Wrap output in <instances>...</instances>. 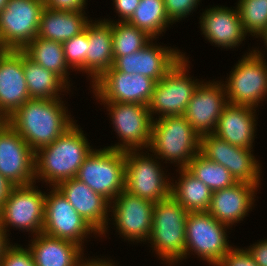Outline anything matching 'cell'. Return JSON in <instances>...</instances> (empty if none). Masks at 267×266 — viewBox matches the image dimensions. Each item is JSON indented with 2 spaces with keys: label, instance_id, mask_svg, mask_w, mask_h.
Here are the masks:
<instances>
[{
  "label": "cell",
  "instance_id": "obj_47",
  "mask_svg": "<svg viewBox=\"0 0 267 266\" xmlns=\"http://www.w3.org/2000/svg\"><path fill=\"white\" fill-rule=\"evenodd\" d=\"M8 0H0V12L6 7Z\"/></svg>",
  "mask_w": 267,
  "mask_h": 266
},
{
  "label": "cell",
  "instance_id": "obj_22",
  "mask_svg": "<svg viewBox=\"0 0 267 266\" xmlns=\"http://www.w3.org/2000/svg\"><path fill=\"white\" fill-rule=\"evenodd\" d=\"M254 184L238 181L236 184L212 192L208 213L229 227L243 220L252 210L257 188Z\"/></svg>",
  "mask_w": 267,
  "mask_h": 266
},
{
  "label": "cell",
  "instance_id": "obj_27",
  "mask_svg": "<svg viewBox=\"0 0 267 266\" xmlns=\"http://www.w3.org/2000/svg\"><path fill=\"white\" fill-rule=\"evenodd\" d=\"M84 10L66 11L45 7L40 18L37 36L57 42H65L83 32L91 21Z\"/></svg>",
  "mask_w": 267,
  "mask_h": 266
},
{
  "label": "cell",
  "instance_id": "obj_3",
  "mask_svg": "<svg viewBox=\"0 0 267 266\" xmlns=\"http://www.w3.org/2000/svg\"><path fill=\"white\" fill-rule=\"evenodd\" d=\"M156 119V120H155ZM152 125L149 151L156 159L178 163L179 168L188 166L200 152V135L184 115L155 118Z\"/></svg>",
  "mask_w": 267,
  "mask_h": 266
},
{
  "label": "cell",
  "instance_id": "obj_32",
  "mask_svg": "<svg viewBox=\"0 0 267 266\" xmlns=\"http://www.w3.org/2000/svg\"><path fill=\"white\" fill-rule=\"evenodd\" d=\"M186 168L212 192L238 182L224 166L207 159L200 152L190 160Z\"/></svg>",
  "mask_w": 267,
  "mask_h": 266
},
{
  "label": "cell",
  "instance_id": "obj_40",
  "mask_svg": "<svg viewBox=\"0 0 267 266\" xmlns=\"http://www.w3.org/2000/svg\"><path fill=\"white\" fill-rule=\"evenodd\" d=\"M121 22H127L134 14L140 0H113Z\"/></svg>",
  "mask_w": 267,
  "mask_h": 266
},
{
  "label": "cell",
  "instance_id": "obj_11",
  "mask_svg": "<svg viewBox=\"0 0 267 266\" xmlns=\"http://www.w3.org/2000/svg\"><path fill=\"white\" fill-rule=\"evenodd\" d=\"M156 161V162H155ZM164 174V175H163ZM152 156L125 151V190L132 195L158 202L171 195V182Z\"/></svg>",
  "mask_w": 267,
  "mask_h": 266
},
{
  "label": "cell",
  "instance_id": "obj_25",
  "mask_svg": "<svg viewBox=\"0 0 267 266\" xmlns=\"http://www.w3.org/2000/svg\"><path fill=\"white\" fill-rule=\"evenodd\" d=\"M85 31L88 36L87 73L94 83L106 70L113 66L112 24L109 21L92 20Z\"/></svg>",
  "mask_w": 267,
  "mask_h": 266
},
{
  "label": "cell",
  "instance_id": "obj_45",
  "mask_svg": "<svg viewBox=\"0 0 267 266\" xmlns=\"http://www.w3.org/2000/svg\"><path fill=\"white\" fill-rule=\"evenodd\" d=\"M8 124V117L6 115L0 114V132Z\"/></svg>",
  "mask_w": 267,
  "mask_h": 266
},
{
  "label": "cell",
  "instance_id": "obj_36",
  "mask_svg": "<svg viewBox=\"0 0 267 266\" xmlns=\"http://www.w3.org/2000/svg\"><path fill=\"white\" fill-rule=\"evenodd\" d=\"M0 266H36L32 253L28 248L22 246L10 245L0 262Z\"/></svg>",
  "mask_w": 267,
  "mask_h": 266
},
{
  "label": "cell",
  "instance_id": "obj_42",
  "mask_svg": "<svg viewBox=\"0 0 267 266\" xmlns=\"http://www.w3.org/2000/svg\"><path fill=\"white\" fill-rule=\"evenodd\" d=\"M12 185L5 177L0 174V211L3 207V204L7 200V197L13 188Z\"/></svg>",
  "mask_w": 267,
  "mask_h": 266
},
{
  "label": "cell",
  "instance_id": "obj_24",
  "mask_svg": "<svg viewBox=\"0 0 267 266\" xmlns=\"http://www.w3.org/2000/svg\"><path fill=\"white\" fill-rule=\"evenodd\" d=\"M255 111L252 107L228 103L222 110L213 134L231 145L253 149Z\"/></svg>",
  "mask_w": 267,
  "mask_h": 266
},
{
  "label": "cell",
  "instance_id": "obj_5",
  "mask_svg": "<svg viewBox=\"0 0 267 266\" xmlns=\"http://www.w3.org/2000/svg\"><path fill=\"white\" fill-rule=\"evenodd\" d=\"M75 178L111 203L125 190V151L106 147L93 149Z\"/></svg>",
  "mask_w": 267,
  "mask_h": 266
},
{
  "label": "cell",
  "instance_id": "obj_1",
  "mask_svg": "<svg viewBox=\"0 0 267 266\" xmlns=\"http://www.w3.org/2000/svg\"><path fill=\"white\" fill-rule=\"evenodd\" d=\"M63 103L61 99L30 98L8 118V123L37 152L76 124Z\"/></svg>",
  "mask_w": 267,
  "mask_h": 266
},
{
  "label": "cell",
  "instance_id": "obj_46",
  "mask_svg": "<svg viewBox=\"0 0 267 266\" xmlns=\"http://www.w3.org/2000/svg\"><path fill=\"white\" fill-rule=\"evenodd\" d=\"M259 37L262 38V40L264 41V43H265V45L267 47V28Z\"/></svg>",
  "mask_w": 267,
  "mask_h": 266
},
{
  "label": "cell",
  "instance_id": "obj_33",
  "mask_svg": "<svg viewBox=\"0 0 267 266\" xmlns=\"http://www.w3.org/2000/svg\"><path fill=\"white\" fill-rule=\"evenodd\" d=\"M112 24L113 58L132 54L144 48L154 38L128 22L107 20Z\"/></svg>",
  "mask_w": 267,
  "mask_h": 266
},
{
  "label": "cell",
  "instance_id": "obj_23",
  "mask_svg": "<svg viewBox=\"0 0 267 266\" xmlns=\"http://www.w3.org/2000/svg\"><path fill=\"white\" fill-rule=\"evenodd\" d=\"M200 26L205 38L218 47L234 48L240 45L247 35L238 8L212 7L200 16Z\"/></svg>",
  "mask_w": 267,
  "mask_h": 266
},
{
  "label": "cell",
  "instance_id": "obj_7",
  "mask_svg": "<svg viewBox=\"0 0 267 266\" xmlns=\"http://www.w3.org/2000/svg\"><path fill=\"white\" fill-rule=\"evenodd\" d=\"M189 61L185 54L166 73V75L156 82L152 98L148 105V110L154 120V114L158 117L184 115L188 103L196 88L201 82L192 80L187 69Z\"/></svg>",
  "mask_w": 267,
  "mask_h": 266
},
{
  "label": "cell",
  "instance_id": "obj_26",
  "mask_svg": "<svg viewBox=\"0 0 267 266\" xmlns=\"http://www.w3.org/2000/svg\"><path fill=\"white\" fill-rule=\"evenodd\" d=\"M28 249L36 266H78L83 247L78 244L39 233Z\"/></svg>",
  "mask_w": 267,
  "mask_h": 266
},
{
  "label": "cell",
  "instance_id": "obj_17",
  "mask_svg": "<svg viewBox=\"0 0 267 266\" xmlns=\"http://www.w3.org/2000/svg\"><path fill=\"white\" fill-rule=\"evenodd\" d=\"M110 204L116 229L126 240L146 241L150 237L154 202L123 190Z\"/></svg>",
  "mask_w": 267,
  "mask_h": 266
},
{
  "label": "cell",
  "instance_id": "obj_44",
  "mask_svg": "<svg viewBox=\"0 0 267 266\" xmlns=\"http://www.w3.org/2000/svg\"><path fill=\"white\" fill-rule=\"evenodd\" d=\"M7 235L8 234H6L5 230L0 225V262L3 258L6 249L11 245L8 241Z\"/></svg>",
  "mask_w": 267,
  "mask_h": 266
},
{
  "label": "cell",
  "instance_id": "obj_37",
  "mask_svg": "<svg viewBox=\"0 0 267 266\" xmlns=\"http://www.w3.org/2000/svg\"><path fill=\"white\" fill-rule=\"evenodd\" d=\"M167 17L172 23L187 17L194 8L198 6L200 0H163ZM198 3V4H197Z\"/></svg>",
  "mask_w": 267,
  "mask_h": 266
},
{
  "label": "cell",
  "instance_id": "obj_6",
  "mask_svg": "<svg viewBox=\"0 0 267 266\" xmlns=\"http://www.w3.org/2000/svg\"><path fill=\"white\" fill-rule=\"evenodd\" d=\"M252 50L234 66L224 85L229 104L256 108L267 96V62Z\"/></svg>",
  "mask_w": 267,
  "mask_h": 266
},
{
  "label": "cell",
  "instance_id": "obj_30",
  "mask_svg": "<svg viewBox=\"0 0 267 266\" xmlns=\"http://www.w3.org/2000/svg\"><path fill=\"white\" fill-rule=\"evenodd\" d=\"M22 51L35 63L60 76L67 84L68 65L61 42L36 36Z\"/></svg>",
  "mask_w": 267,
  "mask_h": 266
},
{
  "label": "cell",
  "instance_id": "obj_15",
  "mask_svg": "<svg viewBox=\"0 0 267 266\" xmlns=\"http://www.w3.org/2000/svg\"><path fill=\"white\" fill-rule=\"evenodd\" d=\"M156 81L141 74L106 70L94 83L93 93L101 102L149 105Z\"/></svg>",
  "mask_w": 267,
  "mask_h": 266
},
{
  "label": "cell",
  "instance_id": "obj_19",
  "mask_svg": "<svg viewBox=\"0 0 267 266\" xmlns=\"http://www.w3.org/2000/svg\"><path fill=\"white\" fill-rule=\"evenodd\" d=\"M152 42L132 54L114 58L113 68L127 74H141L158 82L183 56L177 49Z\"/></svg>",
  "mask_w": 267,
  "mask_h": 266
},
{
  "label": "cell",
  "instance_id": "obj_2",
  "mask_svg": "<svg viewBox=\"0 0 267 266\" xmlns=\"http://www.w3.org/2000/svg\"><path fill=\"white\" fill-rule=\"evenodd\" d=\"M84 135L81 128L74 124L53 143L35 152V181L42 179L56 187L76 177L85 158L93 150Z\"/></svg>",
  "mask_w": 267,
  "mask_h": 266
},
{
  "label": "cell",
  "instance_id": "obj_35",
  "mask_svg": "<svg viewBox=\"0 0 267 266\" xmlns=\"http://www.w3.org/2000/svg\"><path fill=\"white\" fill-rule=\"evenodd\" d=\"M67 65L71 69L87 73L88 36L84 30L62 43Z\"/></svg>",
  "mask_w": 267,
  "mask_h": 266
},
{
  "label": "cell",
  "instance_id": "obj_4",
  "mask_svg": "<svg viewBox=\"0 0 267 266\" xmlns=\"http://www.w3.org/2000/svg\"><path fill=\"white\" fill-rule=\"evenodd\" d=\"M188 213L171 195L153 205L152 230L148 241L159 258L169 265L184 259Z\"/></svg>",
  "mask_w": 267,
  "mask_h": 266
},
{
  "label": "cell",
  "instance_id": "obj_9",
  "mask_svg": "<svg viewBox=\"0 0 267 266\" xmlns=\"http://www.w3.org/2000/svg\"><path fill=\"white\" fill-rule=\"evenodd\" d=\"M43 0H8L0 12V42L4 49L22 50L38 34Z\"/></svg>",
  "mask_w": 267,
  "mask_h": 266
},
{
  "label": "cell",
  "instance_id": "obj_34",
  "mask_svg": "<svg viewBox=\"0 0 267 266\" xmlns=\"http://www.w3.org/2000/svg\"><path fill=\"white\" fill-rule=\"evenodd\" d=\"M237 8L246 34L258 38L267 28V0H239Z\"/></svg>",
  "mask_w": 267,
  "mask_h": 266
},
{
  "label": "cell",
  "instance_id": "obj_28",
  "mask_svg": "<svg viewBox=\"0 0 267 266\" xmlns=\"http://www.w3.org/2000/svg\"><path fill=\"white\" fill-rule=\"evenodd\" d=\"M179 169L178 182L171 183V196L188 212L208 211L212 190L186 167Z\"/></svg>",
  "mask_w": 267,
  "mask_h": 266
},
{
  "label": "cell",
  "instance_id": "obj_39",
  "mask_svg": "<svg viewBox=\"0 0 267 266\" xmlns=\"http://www.w3.org/2000/svg\"><path fill=\"white\" fill-rule=\"evenodd\" d=\"M44 4L55 10L77 11L85 9L86 0H45Z\"/></svg>",
  "mask_w": 267,
  "mask_h": 266
},
{
  "label": "cell",
  "instance_id": "obj_10",
  "mask_svg": "<svg viewBox=\"0 0 267 266\" xmlns=\"http://www.w3.org/2000/svg\"><path fill=\"white\" fill-rule=\"evenodd\" d=\"M34 185L33 182L11 189L0 211V225L6 233L9 225L34 233L32 237L42 233L46 194Z\"/></svg>",
  "mask_w": 267,
  "mask_h": 266
},
{
  "label": "cell",
  "instance_id": "obj_18",
  "mask_svg": "<svg viewBox=\"0 0 267 266\" xmlns=\"http://www.w3.org/2000/svg\"><path fill=\"white\" fill-rule=\"evenodd\" d=\"M218 82V83H217ZM200 83L196 88L184 113L186 120L200 135L212 134L228 104L224 85L219 82Z\"/></svg>",
  "mask_w": 267,
  "mask_h": 266
},
{
  "label": "cell",
  "instance_id": "obj_16",
  "mask_svg": "<svg viewBox=\"0 0 267 266\" xmlns=\"http://www.w3.org/2000/svg\"><path fill=\"white\" fill-rule=\"evenodd\" d=\"M0 174L14 186L35 182V152L9 123L0 132Z\"/></svg>",
  "mask_w": 267,
  "mask_h": 266
},
{
  "label": "cell",
  "instance_id": "obj_48",
  "mask_svg": "<svg viewBox=\"0 0 267 266\" xmlns=\"http://www.w3.org/2000/svg\"><path fill=\"white\" fill-rule=\"evenodd\" d=\"M3 50H5V49L2 47V44L0 42V52L3 51Z\"/></svg>",
  "mask_w": 267,
  "mask_h": 266
},
{
  "label": "cell",
  "instance_id": "obj_14",
  "mask_svg": "<svg viewBox=\"0 0 267 266\" xmlns=\"http://www.w3.org/2000/svg\"><path fill=\"white\" fill-rule=\"evenodd\" d=\"M251 152V149L231 145L213 133L200 136V153L203 156L224 166L237 181L259 186L261 165Z\"/></svg>",
  "mask_w": 267,
  "mask_h": 266
},
{
  "label": "cell",
  "instance_id": "obj_31",
  "mask_svg": "<svg viewBox=\"0 0 267 266\" xmlns=\"http://www.w3.org/2000/svg\"><path fill=\"white\" fill-rule=\"evenodd\" d=\"M127 22L155 39L172 23L167 17L163 0H140L134 14Z\"/></svg>",
  "mask_w": 267,
  "mask_h": 266
},
{
  "label": "cell",
  "instance_id": "obj_12",
  "mask_svg": "<svg viewBox=\"0 0 267 266\" xmlns=\"http://www.w3.org/2000/svg\"><path fill=\"white\" fill-rule=\"evenodd\" d=\"M107 105L113 127L122 143L107 148L121 151L148 148L153 118L147 105L121 102H102ZM140 149V150H139Z\"/></svg>",
  "mask_w": 267,
  "mask_h": 266
},
{
  "label": "cell",
  "instance_id": "obj_8",
  "mask_svg": "<svg viewBox=\"0 0 267 266\" xmlns=\"http://www.w3.org/2000/svg\"><path fill=\"white\" fill-rule=\"evenodd\" d=\"M228 225L218 222L207 211L189 212L186 220L185 255L192 251L211 265H216L232 248L227 241Z\"/></svg>",
  "mask_w": 267,
  "mask_h": 266
},
{
  "label": "cell",
  "instance_id": "obj_20",
  "mask_svg": "<svg viewBox=\"0 0 267 266\" xmlns=\"http://www.w3.org/2000/svg\"><path fill=\"white\" fill-rule=\"evenodd\" d=\"M30 99L23 72V51L0 52V114L8 118Z\"/></svg>",
  "mask_w": 267,
  "mask_h": 266
},
{
  "label": "cell",
  "instance_id": "obj_43",
  "mask_svg": "<svg viewBox=\"0 0 267 266\" xmlns=\"http://www.w3.org/2000/svg\"><path fill=\"white\" fill-rule=\"evenodd\" d=\"M82 259L83 257L80 259L78 266H115L114 263H111V260L109 262V260L107 261V259H88L86 262Z\"/></svg>",
  "mask_w": 267,
  "mask_h": 266
},
{
  "label": "cell",
  "instance_id": "obj_41",
  "mask_svg": "<svg viewBox=\"0 0 267 266\" xmlns=\"http://www.w3.org/2000/svg\"><path fill=\"white\" fill-rule=\"evenodd\" d=\"M252 246V247H251ZM246 248L258 266H267V239Z\"/></svg>",
  "mask_w": 267,
  "mask_h": 266
},
{
  "label": "cell",
  "instance_id": "obj_21",
  "mask_svg": "<svg viewBox=\"0 0 267 266\" xmlns=\"http://www.w3.org/2000/svg\"><path fill=\"white\" fill-rule=\"evenodd\" d=\"M56 188L99 235L106 234L108 212H111V203L106 198L75 177L59 183Z\"/></svg>",
  "mask_w": 267,
  "mask_h": 266
},
{
  "label": "cell",
  "instance_id": "obj_13",
  "mask_svg": "<svg viewBox=\"0 0 267 266\" xmlns=\"http://www.w3.org/2000/svg\"><path fill=\"white\" fill-rule=\"evenodd\" d=\"M52 189L45 197L42 232L83 246L82 243L86 236L92 232L97 234V232L78 214L56 187H52Z\"/></svg>",
  "mask_w": 267,
  "mask_h": 266
},
{
  "label": "cell",
  "instance_id": "obj_29",
  "mask_svg": "<svg viewBox=\"0 0 267 266\" xmlns=\"http://www.w3.org/2000/svg\"><path fill=\"white\" fill-rule=\"evenodd\" d=\"M23 72L29 90L30 98L37 99H62L61 93L69 89L60 76L35 63L23 52ZM67 86V87H66ZM60 94V95H58Z\"/></svg>",
  "mask_w": 267,
  "mask_h": 266
},
{
  "label": "cell",
  "instance_id": "obj_38",
  "mask_svg": "<svg viewBox=\"0 0 267 266\" xmlns=\"http://www.w3.org/2000/svg\"><path fill=\"white\" fill-rule=\"evenodd\" d=\"M215 266H258L247 249L232 247Z\"/></svg>",
  "mask_w": 267,
  "mask_h": 266
}]
</instances>
